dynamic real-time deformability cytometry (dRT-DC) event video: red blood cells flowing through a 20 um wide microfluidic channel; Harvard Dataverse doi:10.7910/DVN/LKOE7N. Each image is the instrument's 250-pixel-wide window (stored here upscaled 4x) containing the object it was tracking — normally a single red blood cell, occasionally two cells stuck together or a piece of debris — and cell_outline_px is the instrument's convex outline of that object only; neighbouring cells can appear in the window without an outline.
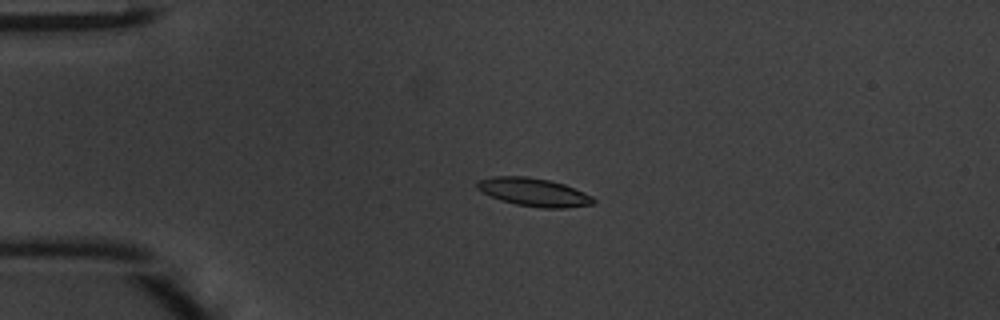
{"species": "common noctule bat (a hibernating species)", "species_latin": "Nyctalus noctula", "temperature_condition": "warm", "stored_images_in_passage": 49, "camera_frame_rate_fps": 3000, "um_per_image_px": 0.085, "animal": {"sex": "male", "body_mass_g": 20.1, "forearm_length_mm": 53.5}, "frame": {"image": 1, "passage_image": 12, "time_ms": 3.667, "image_size_px": [1000, 320], "cell_outline_px": [[596, 200], [592, 204], [564, 208], [544, 208], [516, 204], [500, 200], [476, 188], [476, 184], [480, 180], [496, 176], [528, 176], [548, 180], [564, 184], [584, 192], [592, 196]], "centroid_in_image_um": [45.39, 16.33], "position_along_channel_um": 39.6, "area_um2": 18.84}}
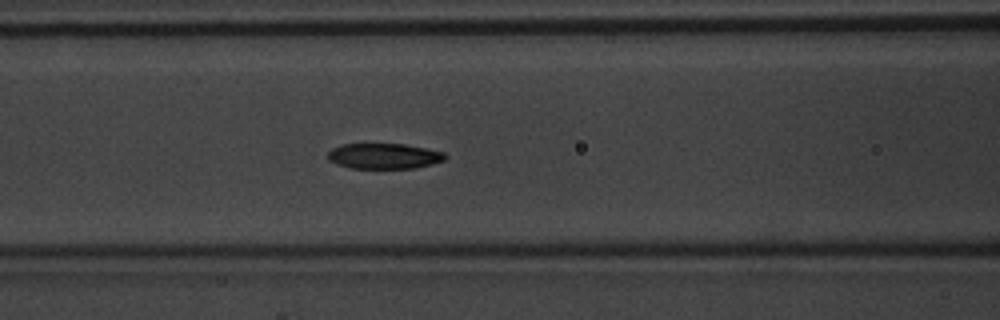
{"frame": {"image": 2, "passage_image": 21, "time_ms": 6.667, "image_size_px": [1000, 320], "cell_outline_px": [[448, 156], [444, 160], [432, 164], [416, 168], [348, 168], [336, 164], [328, 160], [328, 152], [332, 148], [340, 144], [404, 144], [428, 148], [444, 152]], "centroid_in_image_um": [32.64, 13.26], "position_along_channel_um": 134.0, "area_um2": 17.63}}
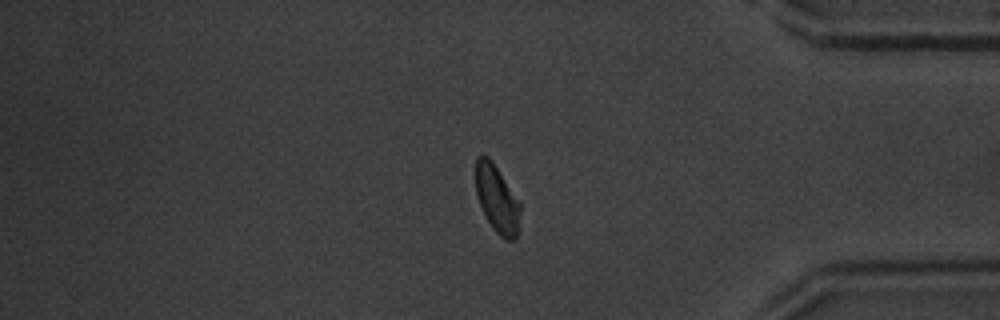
{"frame": {"image": 3, "passage_image": 41, "time_ms": 13.333, "image_size_px": [1000, 320], "cell_outline_px": [[520, 212], [516, 240], [504, 240], [492, 228], [480, 204], [476, 192], [476, 156], [480, 152], [488, 156], [492, 160], [520, 200]], "centroid_in_image_um": [42.25, 16.87], "position_along_channel_um": 392.9, "area_um2": 17.74}, "authors_computed_cell_mechanics": {"area_um2": 18.207, "velocity_mm_per_s": 4.2291, "shape_relaxation_time_tau1_ms": 2.4336, "shape_relaxation_time_tau2_ms": 4.8609, "deformation_change_tau1": 0.1319, "deformation_change_tau2": 0.087}}